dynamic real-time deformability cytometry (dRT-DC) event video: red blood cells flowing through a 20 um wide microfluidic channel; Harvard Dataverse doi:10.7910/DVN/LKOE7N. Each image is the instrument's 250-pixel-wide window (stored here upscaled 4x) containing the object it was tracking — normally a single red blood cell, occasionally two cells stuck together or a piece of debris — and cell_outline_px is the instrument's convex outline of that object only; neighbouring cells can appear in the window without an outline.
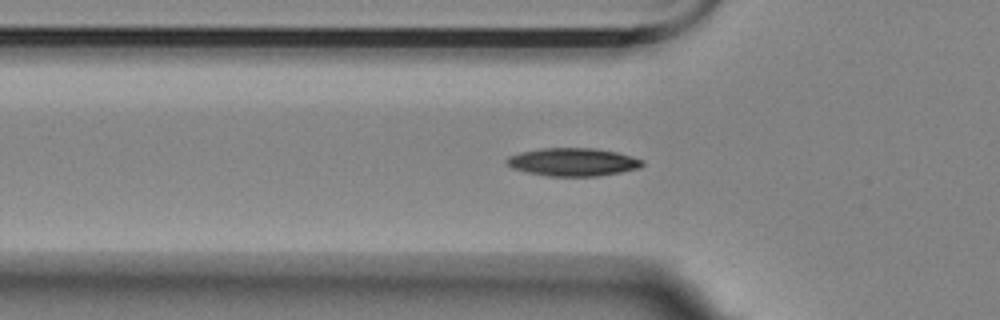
{"species": "Egyptian fruit bat (a non-hibernating species)", "species_latin": "Rousettus aegyptiacus", "temperature_condition": "room temperature", "stored_images_in_passage": 50, "camera_frame_rate_fps": 3000, "um_per_image_px": 0.085, "animal": {"sex": "female"}, "frame": {"image": 1, "passage_image": 18, "time_ms": 5.667, "image_size_px": [1000, 320], "cell_outline_px": [[644, 164], [640, 168], [620, 172], [596, 176], [548, 176], [528, 172], [512, 168], [504, 164], [504, 160], [508, 156], [520, 152], [540, 148], [592, 148], [616, 152], [632, 156], [644, 160]], "centroid_in_image_um": [48.67, 13.77], "position_along_channel_um": 77.1, "area_um2": 22.25}}
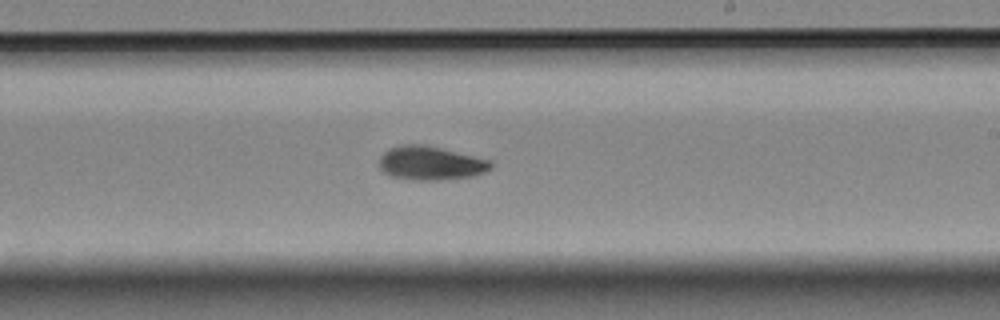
{"frame": {"image": 2, "passage_image": 33, "time_ms": 10.667, "image_size_px": [1000, 320], "cell_outline_px": [[492, 168], [484, 172], [472, 176], [440, 180], [412, 180], [392, 176], [384, 172], [380, 168], [380, 156], [388, 148], [400, 144], [424, 144], [492, 160]], "centroid_in_image_um": [36.6, 13.86], "position_along_channel_um": 252.4, "area_um2": 22.08}}
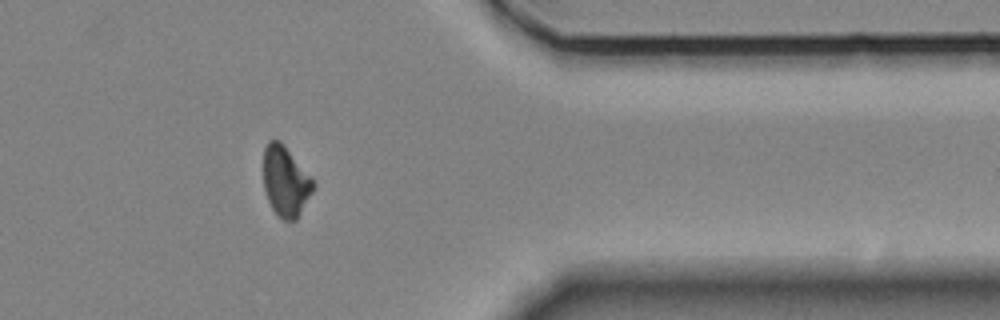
{"frame": {"image": 3, "passage_image": 46, "time_ms": 15.0, "image_size_px": [1000, 320], "cell_outline_px": [[316, 184], [312, 192], [296, 220], [284, 220], [276, 216], [268, 200], [264, 188], [264, 148], [268, 140], [280, 140], [284, 144], [312, 176]], "centroid_in_image_um": [24.28, 15.4], "position_along_channel_um": 387.1, "area_um2": 20.58}, "authors_computed_cell_mechanics": {"area_um2": 21.0681, "velocity_mm_per_s": 3.4865, "shape_relaxation_time_tau1_ms": 3.4498, "shape_relaxation_time_tau2_ms": null, "deformation_change_tau1": 0.1229, "deformation_change_tau2": null}}